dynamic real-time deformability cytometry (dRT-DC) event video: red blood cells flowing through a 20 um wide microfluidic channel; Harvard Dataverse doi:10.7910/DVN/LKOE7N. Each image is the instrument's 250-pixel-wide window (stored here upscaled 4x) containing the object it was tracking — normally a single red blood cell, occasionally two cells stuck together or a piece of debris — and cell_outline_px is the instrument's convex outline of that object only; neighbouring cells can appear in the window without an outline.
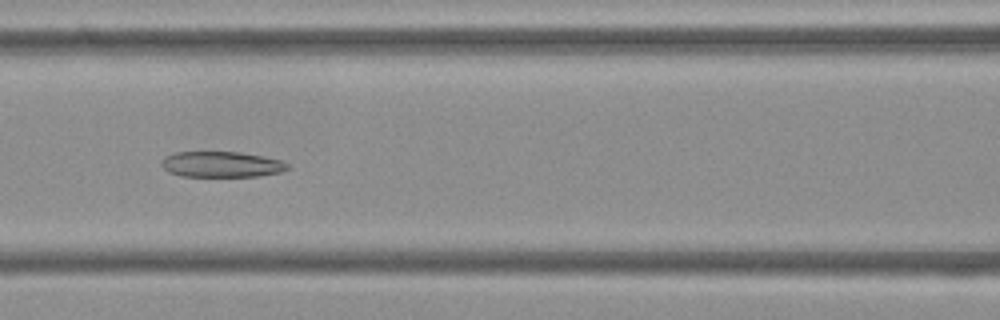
{"species": "Egyptian fruit bat (a non-hibernating species)", "species_latin": "Rousettus aegyptiacus", "temperature_condition": "cold", "stored_images_in_passage": 44, "camera_frame_rate_fps": 3000, "um_per_image_px": 0.085, "frame": {"image": 1, "passage_image": 14, "time_ms": 4.333, "image_size_px": [1000, 320], "cell_outline_px": [[288, 168], [280, 172], [256, 176], [180, 176], [168, 172], [160, 164], [160, 160], [164, 156], [176, 152], [240, 152], [280, 160], [288, 164]], "centroid_in_image_um": [18.75, 13.97], "position_along_channel_um": 147.9, "area_um2": 18.79}}
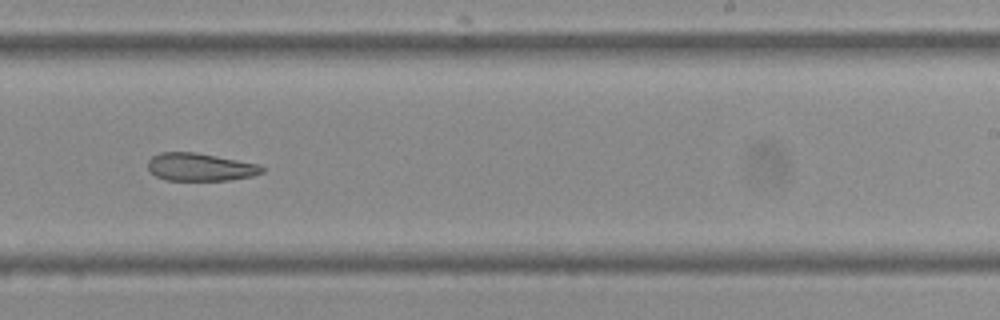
{"frame": {"image": 2, "passage_image": 24, "time_ms": 7.667, "image_size_px": [1000, 320], "cell_outline_px": [[264, 172], [252, 176], [228, 180], [164, 180], [156, 176], [148, 168], [148, 160], [152, 156], [160, 152], [196, 152], [260, 164], [264, 168]], "centroid_in_image_um": [17.02, 14.19], "position_along_channel_um": 272.0, "area_um2": 18.55}}
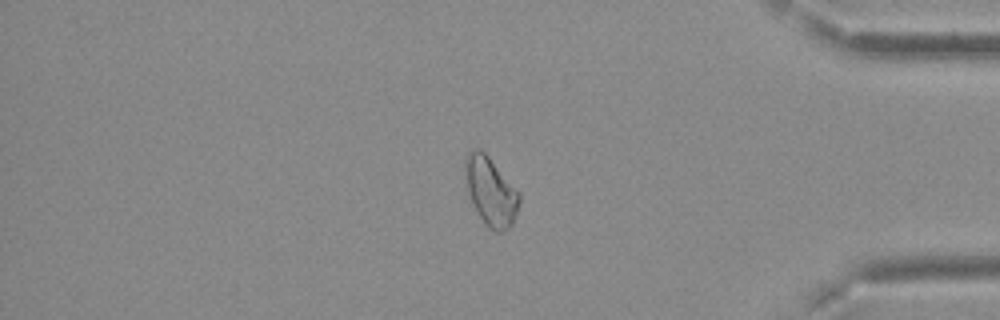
{"frame": {"image": 3, "passage_image": 36, "time_ms": 11.667, "image_size_px": [1000, 320], "cell_outline_px": [[520, 200], [516, 216], [512, 224], [508, 228], [500, 232], [496, 232], [488, 228], [480, 216], [468, 192], [464, 168], [464, 160], [468, 152], [472, 148], [480, 148], [488, 156], [520, 192]], "centroid_in_image_um": [41.72, 16.24], "position_along_channel_um": 393.5, "area_um2": 21.5}}